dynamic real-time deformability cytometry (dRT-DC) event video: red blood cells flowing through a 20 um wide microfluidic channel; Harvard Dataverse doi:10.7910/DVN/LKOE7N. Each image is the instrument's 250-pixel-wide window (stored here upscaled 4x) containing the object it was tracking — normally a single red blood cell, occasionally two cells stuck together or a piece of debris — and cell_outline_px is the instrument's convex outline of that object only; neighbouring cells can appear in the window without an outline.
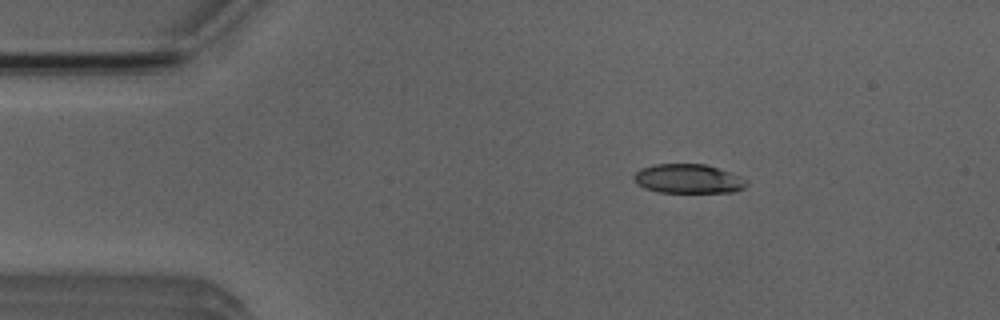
{"species": "Egyptian fruit bat (a non-hibernating species)", "species_latin": "Rousettus aegyptiacus", "temperature_condition": "room temperature", "stored_images_in_passage": 14, "camera_frame_rate_fps": 3000, "um_per_image_px": 0.085, "animal": {"sex": "male"}, "frame": {"image": 1, "passage_image": 8, "time_ms": 2.333, "image_size_px": [1000, 320], "cell_outline_px": [[748, 184], [744, 188], [732, 192], [660, 192], [644, 188], [636, 184], [632, 180], [632, 176], [640, 168], [656, 164], [704, 164], [740, 176], [748, 180]], "centroid_in_image_um": [58.46, 15.2], "position_along_channel_um": 26.5, "area_um2": 19.19}}